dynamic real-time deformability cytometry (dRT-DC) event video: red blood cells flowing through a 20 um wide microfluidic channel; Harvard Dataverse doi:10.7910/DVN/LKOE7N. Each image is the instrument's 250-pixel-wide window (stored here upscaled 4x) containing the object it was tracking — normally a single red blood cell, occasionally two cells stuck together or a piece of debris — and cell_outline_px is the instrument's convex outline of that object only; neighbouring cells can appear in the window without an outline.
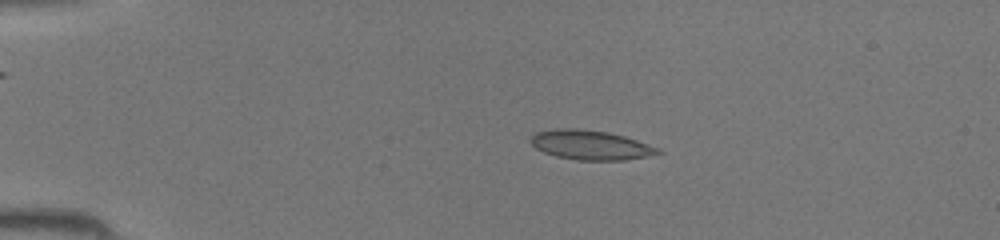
{"species": "common noctule bat (a hibernating species)", "species_latin": "Nyctalus noctula", "temperature_condition": "room temperature", "stored_images_in_passage": 45, "camera_frame_rate_fps": 3000, "um_per_image_px": 0.085, "animal": {"sex": "female", "body_mass_g": 19.5, "forearm_length_mm": 54.1}, "frame": {"image": 1, "passage_image": 10, "time_ms": 3.0, "image_size_px": [1000, 240], "cell_outline_px": [[664, 152], [624, 160], [576, 160], [556, 156], [544, 152], [536, 148], [528, 140], [536, 132], [556, 128], [580, 128], [608, 132], [624, 136], [660, 148]], "centroid_in_image_um": [50.17, 12.31], "position_along_channel_um": 34.8, "area_um2": 21.85}}
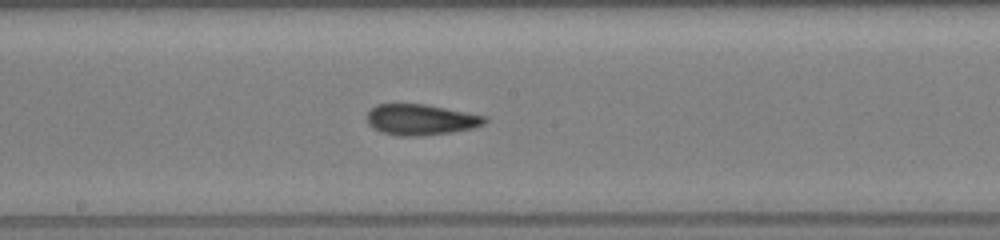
{"frame": {"image": 2, "passage_image": 25, "time_ms": 8.0, "image_size_px": [1000, 240], "cell_outline_px": [[488, 120], [484, 124], [472, 128], [452, 132], [424, 136], [400, 136], [380, 132], [372, 128], [368, 124], [368, 112], [376, 104], [424, 104], [488, 116]], "centroid_in_image_um": [35.78, 10.18], "position_along_channel_um": 212.4, "area_um2": 21.27}}
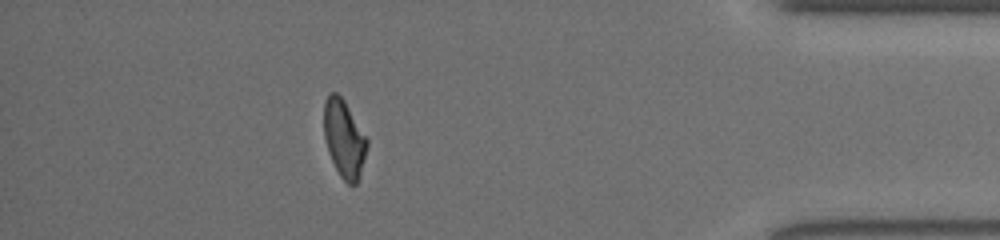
{"frame": {"image": 3, "passage_image": 40, "time_ms": 13.0, "image_size_px": [1000, 240], "cell_outline_px": [[368, 144], [360, 176], [356, 184], [348, 184], [340, 176], [328, 152], [324, 136], [324, 100], [328, 92], [336, 92], [344, 100], [368, 140]], "centroid_in_image_um": [29.24, 11.77], "position_along_channel_um": 406.0, "area_um2": 19.42}}